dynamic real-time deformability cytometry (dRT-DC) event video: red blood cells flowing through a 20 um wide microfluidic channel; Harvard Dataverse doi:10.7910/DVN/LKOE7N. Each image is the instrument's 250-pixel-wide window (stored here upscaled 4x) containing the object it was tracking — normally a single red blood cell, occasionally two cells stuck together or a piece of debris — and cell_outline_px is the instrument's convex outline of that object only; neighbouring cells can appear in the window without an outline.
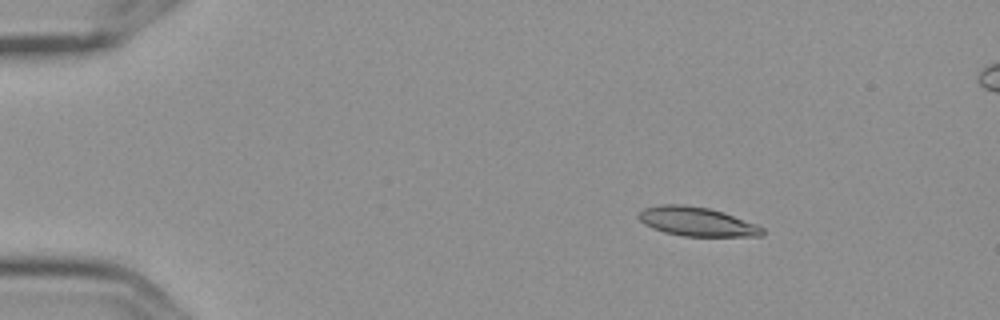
{"species": "Egyptian fruit bat (a non-hibernating species)", "species_latin": "Rousettus aegyptiacus", "temperature_condition": "cold", "stored_images_in_passage": 6, "camera_frame_rate_fps": 3000, "um_per_image_px": 0.085, "frame": {"image": 1, "passage_image": 3, "time_ms": 0.667, "image_size_px": [1000, 320], "cell_outline_px": [[764, 236], [684, 236], [664, 232], [652, 228], [644, 224], [636, 216], [644, 208], [660, 204], [684, 204], [708, 208], [724, 212], [756, 224], [764, 228]], "centroid_in_image_um": [59.22, 18.83], "position_along_channel_um": 25.8, "area_um2": 21.04}}